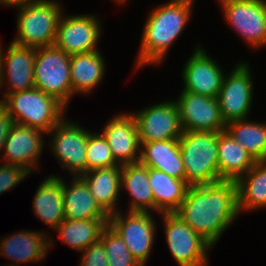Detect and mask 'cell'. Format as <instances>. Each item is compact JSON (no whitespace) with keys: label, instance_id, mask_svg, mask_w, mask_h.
I'll list each match as a JSON object with an SVG mask.
<instances>
[{"label":"cell","instance_id":"cell-16","mask_svg":"<svg viewBox=\"0 0 266 266\" xmlns=\"http://www.w3.org/2000/svg\"><path fill=\"white\" fill-rule=\"evenodd\" d=\"M194 49L181 73L184 81L182 90L217 98L225 73L200 44Z\"/></svg>","mask_w":266,"mask_h":266},{"label":"cell","instance_id":"cell-17","mask_svg":"<svg viewBox=\"0 0 266 266\" xmlns=\"http://www.w3.org/2000/svg\"><path fill=\"white\" fill-rule=\"evenodd\" d=\"M45 133L34 127L14 124L3 146L1 162L23 167L30 174L38 168V160L44 148Z\"/></svg>","mask_w":266,"mask_h":266},{"label":"cell","instance_id":"cell-2","mask_svg":"<svg viewBox=\"0 0 266 266\" xmlns=\"http://www.w3.org/2000/svg\"><path fill=\"white\" fill-rule=\"evenodd\" d=\"M157 7V8H156ZM153 8L147 18L135 62L136 68L160 65L193 14V4L166 2ZM143 66V67H142Z\"/></svg>","mask_w":266,"mask_h":266},{"label":"cell","instance_id":"cell-13","mask_svg":"<svg viewBox=\"0 0 266 266\" xmlns=\"http://www.w3.org/2000/svg\"><path fill=\"white\" fill-rule=\"evenodd\" d=\"M133 115L140 142L179 139L183 133L180 114L174 100L153 104Z\"/></svg>","mask_w":266,"mask_h":266},{"label":"cell","instance_id":"cell-30","mask_svg":"<svg viewBox=\"0 0 266 266\" xmlns=\"http://www.w3.org/2000/svg\"><path fill=\"white\" fill-rule=\"evenodd\" d=\"M226 131L256 161H262L266 155V122H253L248 119L232 121L226 124Z\"/></svg>","mask_w":266,"mask_h":266},{"label":"cell","instance_id":"cell-9","mask_svg":"<svg viewBox=\"0 0 266 266\" xmlns=\"http://www.w3.org/2000/svg\"><path fill=\"white\" fill-rule=\"evenodd\" d=\"M224 19L252 48L266 47V0H220Z\"/></svg>","mask_w":266,"mask_h":266},{"label":"cell","instance_id":"cell-15","mask_svg":"<svg viewBox=\"0 0 266 266\" xmlns=\"http://www.w3.org/2000/svg\"><path fill=\"white\" fill-rule=\"evenodd\" d=\"M3 50L0 45L1 86L8 83L2 99L8 94L34 88L35 48L11 41L7 51Z\"/></svg>","mask_w":266,"mask_h":266},{"label":"cell","instance_id":"cell-26","mask_svg":"<svg viewBox=\"0 0 266 266\" xmlns=\"http://www.w3.org/2000/svg\"><path fill=\"white\" fill-rule=\"evenodd\" d=\"M148 170L154 211L159 214L174 213L183 203L190 185L185 180L171 177L161 170L152 168Z\"/></svg>","mask_w":266,"mask_h":266},{"label":"cell","instance_id":"cell-32","mask_svg":"<svg viewBox=\"0 0 266 266\" xmlns=\"http://www.w3.org/2000/svg\"><path fill=\"white\" fill-rule=\"evenodd\" d=\"M100 239L105 247L109 266H141L128 251L126 243L109 224L102 231Z\"/></svg>","mask_w":266,"mask_h":266},{"label":"cell","instance_id":"cell-39","mask_svg":"<svg viewBox=\"0 0 266 266\" xmlns=\"http://www.w3.org/2000/svg\"><path fill=\"white\" fill-rule=\"evenodd\" d=\"M3 89V87L1 86V72H0V89ZM1 91V90H0ZM3 104V99H0V106Z\"/></svg>","mask_w":266,"mask_h":266},{"label":"cell","instance_id":"cell-5","mask_svg":"<svg viewBox=\"0 0 266 266\" xmlns=\"http://www.w3.org/2000/svg\"><path fill=\"white\" fill-rule=\"evenodd\" d=\"M55 0H37L17 6V35L12 42L33 48L53 46L64 13Z\"/></svg>","mask_w":266,"mask_h":266},{"label":"cell","instance_id":"cell-36","mask_svg":"<svg viewBox=\"0 0 266 266\" xmlns=\"http://www.w3.org/2000/svg\"><path fill=\"white\" fill-rule=\"evenodd\" d=\"M35 1L37 0H0V5L7 6V7L9 6L17 7V6H22L27 3H31Z\"/></svg>","mask_w":266,"mask_h":266},{"label":"cell","instance_id":"cell-18","mask_svg":"<svg viewBox=\"0 0 266 266\" xmlns=\"http://www.w3.org/2000/svg\"><path fill=\"white\" fill-rule=\"evenodd\" d=\"M101 133L106 138L112 155L119 165L139 162L141 144L133 114L121 113L113 116L104 125Z\"/></svg>","mask_w":266,"mask_h":266},{"label":"cell","instance_id":"cell-23","mask_svg":"<svg viewBox=\"0 0 266 266\" xmlns=\"http://www.w3.org/2000/svg\"><path fill=\"white\" fill-rule=\"evenodd\" d=\"M63 182L65 219H109V216L96 203L88 185L80 176L73 177L69 185H67L64 179Z\"/></svg>","mask_w":266,"mask_h":266},{"label":"cell","instance_id":"cell-1","mask_svg":"<svg viewBox=\"0 0 266 266\" xmlns=\"http://www.w3.org/2000/svg\"><path fill=\"white\" fill-rule=\"evenodd\" d=\"M174 213L214 247L240 214L235 181L189 186Z\"/></svg>","mask_w":266,"mask_h":266},{"label":"cell","instance_id":"cell-22","mask_svg":"<svg viewBox=\"0 0 266 266\" xmlns=\"http://www.w3.org/2000/svg\"><path fill=\"white\" fill-rule=\"evenodd\" d=\"M63 188V178L58 175L47 176L38 186L32 203L35 216L54 230L65 219Z\"/></svg>","mask_w":266,"mask_h":266},{"label":"cell","instance_id":"cell-37","mask_svg":"<svg viewBox=\"0 0 266 266\" xmlns=\"http://www.w3.org/2000/svg\"><path fill=\"white\" fill-rule=\"evenodd\" d=\"M169 2H185L189 4H193L195 1L194 0H168Z\"/></svg>","mask_w":266,"mask_h":266},{"label":"cell","instance_id":"cell-40","mask_svg":"<svg viewBox=\"0 0 266 266\" xmlns=\"http://www.w3.org/2000/svg\"><path fill=\"white\" fill-rule=\"evenodd\" d=\"M262 162H264L266 164V155L264 156Z\"/></svg>","mask_w":266,"mask_h":266},{"label":"cell","instance_id":"cell-6","mask_svg":"<svg viewBox=\"0 0 266 266\" xmlns=\"http://www.w3.org/2000/svg\"><path fill=\"white\" fill-rule=\"evenodd\" d=\"M33 74L35 88L68 106L72 97L68 54L54 45L35 48Z\"/></svg>","mask_w":266,"mask_h":266},{"label":"cell","instance_id":"cell-21","mask_svg":"<svg viewBox=\"0 0 266 266\" xmlns=\"http://www.w3.org/2000/svg\"><path fill=\"white\" fill-rule=\"evenodd\" d=\"M122 166L91 170L80 177L86 182L96 203L108 215L117 213L121 192Z\"/></svg>","mask_w":266,"mask_h":266},{"label":"cell","instance_id":"cell-28","mask_svg":"<svg viewBox=\"0 0 266 266\" xmlns=\"http://www.w3.org/2000/svg\"><path fill=\"white\" fill-rule=\"evenodd\" d=\"M235 183L240 213L266 208V164L264 162L257 161Z\"/></svg>","mask_w":266,"mask_h":266},{"label":"cell","instance_id":"cell-35","mask_svg":"<svg viewBox=\"0 0 266 266\" xmlns=\"http://www.w3.org/2000/svg\"><path fill=\"white\" fill-rule=\"evenodd\" d=\"M13 117L8 111L1 105L0 106V151L3 152V146L9 131L14 125Z\"/></svg>","mask_w":266,"mask_h":266},{"label":"cell","instance_id":"cell-31","mask_svg":"<svg viewBox=\"0 0 266 266\" xmlns=\"http://www.w3.org/2000/svg\"><path fill=\"white\" fill-rule=\"evenodd\" d=\"M119 165L110 150L106 138L101 132L88 131L86 148V172L95 169L108 168Z\"/></svg>","mask_w":266,"mask_h":266},{"label":"cell","instance_id":"cell-38","mask_svg":"<svg viewBox=\"0 0 266 266\" xmlns=\"http://www.w3.org/2000/svg\"><path fill=\"white\" fill-rule=\"evenodd\" d=\"M113 1L118 3L119 5L127 2V0H113Z\"/></svg>","mask_w":266,"mask_h":266},{"label":"cell","instance_id":"cell-25","mask_svg":"<svg viewBox=\"0 0 266 266\" xmlns=\"http://www.w3.org/2000/svg\"><path fill=\"white\" fill-rule=\"evenodd\" d=\"M256 162L226 130L218 132V168L222 180L236 181Z\"/></svg>","mask_w":266,"mask_h":266},{"label":"cell","instance_id":"cell-33","mask_svg":"<svg viewBox=\"0 0 266 266\" xmlns=\"http://www.w3.org/2000/svg\"><path fill=\"white\" fill-rule=\"evenodd\" d=\"M0 165V195L20 184L30 173L23 167L2 163Z\"/></svg>","mask_w":266,"mask_h":266},{"label":"cell","instance_id":"cell-19","mask_svg":"<svg viewBox=\"0 0 266 266\" xmlns=\"http://www.w3.org/2000/svg\"><path fill=\"white\" fill-rule=\"evenodd\" d=\"M44 233L26 230L3 238L0 240V255L13 261L7 264L8 266H21V263L42 261L52 249L54 241L51 236Z\"/></svg>","mask_w":266,"mask_h":266},{"label":"cell","instance_id":"cell-11","mask_svg":"<svg viewBox=\"0 0 266 266\" xmlns=\"http://www.w3.org/2000/svg\"><path fill=\"white\" fill-rule=\"evenodd\" d=\"M49 133L53 137L48 146L62 168L67 169L72 177L86 173L88 130L64 118Z\"/></svg>","mask_w":266,"mask_h":266},{"label":"cell","instance_id":"cell-4","mask_svg":"<svg viewBox=\"0 0 266 266\" xmlns=\"http://www.w3.org/2000/svg\"><path fill=\"white\" fill-rule=\"evenodd\" d=\"M2 106L14 123L48 132L65 117L67 107L57 98L37 88L8 94ZM64 116V117H63Z\"/></svg>","mask_w":266,"mask_h":266},{"label":"cell","instance_id":"cell-12","mask_svg":"<svg viewBox=\"0 0 266 266\" xmlns=\"http://www.w3.org/2000/svg\"><path fill=\"white\" fill-rule=\"evenodd\" d=\"M58 23L54 46L69 56L98 50L102 33L101 22L95 15H64Z\"/></svg>","mask_w":266,"mask_h":266},{"label":"cell","instance_id":"cell-8","mask_svg":"<svg viewBox=\"0 0 266 266\" xmlns=\"http://www.w3.org/2000/svg\"><path fill=\"white\" fill-rule=\"evenodd\" d=\"M151 212L127 211L121 209L109 216L108 224L126 243L128 251L141 266H146L155 243L156 220Z\"/></svg>","mask_w":266,"mask_h":266},{"label":"cell","instance_id":"cell-27","mask_svg":"<svg viewBox=\"0 0 266 266\" xmlns=\"http://www.w3.org/2000/svg\"><path fill=\"white\" fill-rule=\"evenodd\" d=\"M148 178L149 170L140 162L122 165L121 191L125 189L131 197L128 211L154 210L153 193Z\"/></svg>","mask_w":266,"mask_h":266},{"label":"cell","instance_id":"cell-20","mask_svg":"<svg viewBox=\"0 0 266 266\" xmlns=\"http://www.w3.org/2000/svg\"><path fill=\"white\" fill-rule=\"evenodd\" d=\"M139 162L147 168L158 169L171 177L185 180V169L179 139L140 142Z\"/></svg>","mask_w":266,"mask_h":266},{"label":"cell","instance_id":"cell-10","mask_svg":"<svg viewBox=\"0 0 266 266\" xmlns=\"http://www.w3.org/2000/svg\"><path fill=\"white\" fill-rule=\"evenodd\" d=\"M249 67L242 61L223 79L217 99L226 124L249 117L254 95L253 76Z\"/></svg>","mask_w":266,"mask_h":266},{"label":"cell","instance_id":"cell-29","mask_svg":"<svg viewBox=\"0 0 266 266\" xmlns=\"http://www.w3.org/2000/svg\"><path fill=\"white\" fill-rule=\"evenodd\" d=\"M109 219H64L55 229L64 244L78 252L84 251L91 243L101 238Z\"/></svg>","mask_w":266,"mask_h":266},{"label":"cell","instance_id":"cell-7","mask_svg":"<svg viewBox=\"0 0 266 266\" xmlns=\"http://www.w3.org/2000/svg\"><path fill=\"white\" fill-rule=\"evenodd\" d=\"M168 249L179 266H208L212 245L175 213H161Z\"/></svg>","mask_w":266,"mask_h":266},{"label":"cell","instance_id":"cell-34","mask_svg":"<svg viewBox=\"0 0 266 266\" xmlns=\"http://www.w3.org/2000/svg\"><path fill=\"white\" fill-rule=\"evenodd\" d=\"M79 266H109L105 247L101 239L91 243L84 251Z\"/></svg>","mask_w":266,"mask_h":266},{"label":"cell","instance_id":"cell-14","mask_svg":"<svg viewBox=\"0 0 266 266\" xmlns=\"http://www.w3.org/2000/svg\"><path fill=\"white\" fill-rule=\"evenodd\" d=\"M175 102L183 131L226 130L217 98L182 90Z\"/></svg>","mask_w":266,"mask_h":266},{"label":"cell","instance_id":"cell-24","mask_svg":"<svg viewBox=\"0 0 266 266\" xmlns=\"http://www.w3.org/2000/svg\"><path fill=\"white\" fill-rule=\"evenodd\" d=\"M101 51H91L70 56V79L72 96L76 93L87 95L102 82L105 58Z\"/></svg>","mask_w":266,"mask_h":266},{"label":"cell","instance_id":"cell-3","mask_svg":"<svg viewBox=\"0 0 266 266\" xmlns=\"http://www.w3.org/2000/svg\"><path fill=\"white\" fill-rule=\"evenodd\" d=\"M179 146L185 181L190 186L223 181L218 168V132L183 131Z\"/></svg>","mask_w":266,"mask_h":266}]
</instances>
